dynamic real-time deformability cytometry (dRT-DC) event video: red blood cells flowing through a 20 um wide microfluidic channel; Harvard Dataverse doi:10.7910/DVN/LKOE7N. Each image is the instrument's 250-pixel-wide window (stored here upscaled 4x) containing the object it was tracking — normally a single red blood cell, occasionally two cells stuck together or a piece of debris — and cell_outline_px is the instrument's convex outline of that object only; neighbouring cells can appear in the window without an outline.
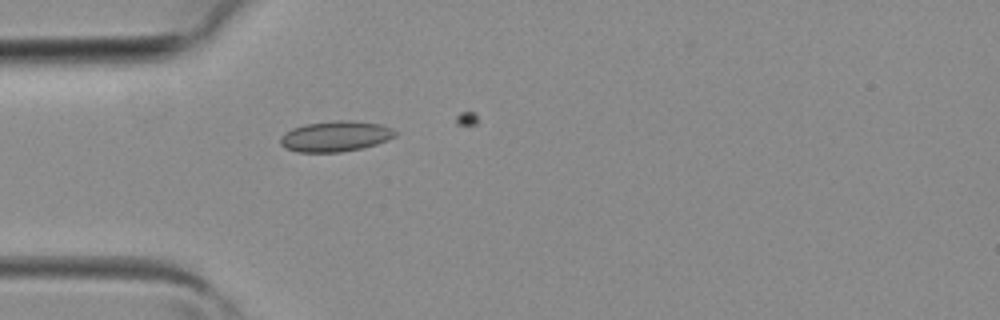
{"species": "common noctule bat (a hibernating species)", "species_latin": "Nyctalus noctula", "temperature_condition": "room temperature", "stored_images_in_passage": 1, "camera_frame_rate_fps": 3000, "um_per_image_px": 0.085, "animal": {"sex": "female", "body_mass_g": 19.3, "forearm_length_mm": 54.1}, "frame": {"image": 1, "passage_image": 1, "time_ms": 0.0, "image_size_px": [1000, 320], "cell_outline_px": [[396, 136], [388, 140], [364, 148], [340, 152], [296, 152], [284, 148], [280, 144], [280, 136], [292, 128], [304, 124], [336, 120], [352, 120], [380, 124], [392, 128], [396, 132]], "centroid_in_image_um": [28.5, 11.59], "position_along_channel_um": 56.5, "area_um2": 20.69}}